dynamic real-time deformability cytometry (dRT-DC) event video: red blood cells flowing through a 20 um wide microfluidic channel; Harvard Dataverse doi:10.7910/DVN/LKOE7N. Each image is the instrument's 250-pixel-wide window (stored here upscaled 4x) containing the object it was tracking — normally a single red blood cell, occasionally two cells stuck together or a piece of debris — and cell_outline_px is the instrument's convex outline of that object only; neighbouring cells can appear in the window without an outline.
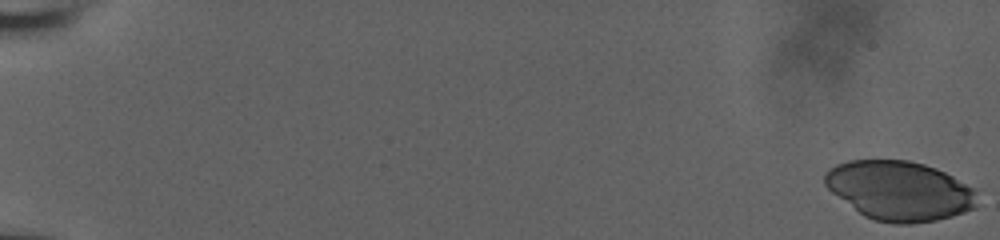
{"species": "human", "species_latin": "Homo sapiens", "temperature_condition": "room temperature", "stored_images_in_passage": 9, "camera_frame_rate_fps": 3000, "um_per_image_px": 0.085, "donor": {"sex": "male"}, "frame": {"image": 1, "passage_image": 1, "time_ms": 0.0, "image_size_px": [1000, 240], "cell_outline_px": [[976, 208], [952, 216], [936, 220], [912, 224], [896, 224], [876, 220], [864, 216], [832, 192], [824, 184], [824, 176], [836, 164], [848, 160], [908, 160], [924, 164], [936, 168], [976, 188]], "centroid_in_image_um": [76.49, 16.21], "position_along_channel_um": 8.5, "area_um2": 52.66}}
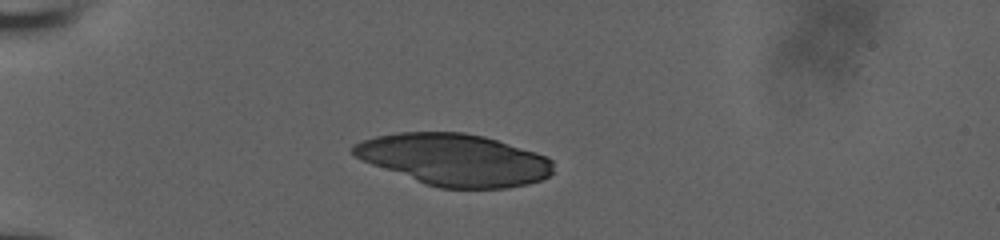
{"frame": {"image": 2, "passage_image": 8, "time_ms": 2.333, "image_size_px": [1000, 240], "cell_outline_px": [[552, 172], [548, 176], [540, 180], [528, 184], [508, 188], [440, 188], [424, 184], [372, 164], [356, 156], [352, 152], [352, 144], [360, 140], [376, 136], [396, 132], [464, 132], [484, 136], [536, 152], [552, 160]], "centroid_in_image_um": [38.61, 13.57], "position_along_channel_um": 46.4, "area_um2": 60.29}}